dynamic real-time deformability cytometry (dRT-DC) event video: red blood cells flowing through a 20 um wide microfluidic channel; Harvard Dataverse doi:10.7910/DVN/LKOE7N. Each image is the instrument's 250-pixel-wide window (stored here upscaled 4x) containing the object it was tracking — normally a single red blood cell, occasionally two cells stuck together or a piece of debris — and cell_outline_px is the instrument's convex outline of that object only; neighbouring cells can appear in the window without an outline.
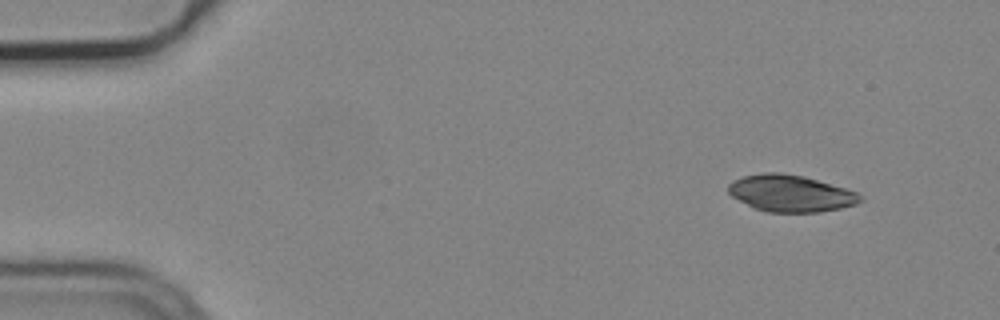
{"species": "common noctule bat (a hibernating species)", "species_latin": "Nyctalus noctula", "temperature_condition": "cold", "stored_images_in_passage": 3, "camera_frame_rate_fps": 3000, "um_per_image_px": 0.085, "animal": {"sex": "male", "body_mass_g": 19.2, "forearm_length_mm": 51.8}, "frame": {"image": 1, "passage_image": 1, "time_ms": 0.0, "image_size_px": [1000, 320], "cell_outline_px": [[864, 200], [856, 204], [840, 208], [820, 212], [768, 212], [752, 208], [732, 196], [728, 192], [728, 184], [732, 180], [744, 176], [764, 172], [780, 172], [804, 176], [844, 188], [856, 192], [864, 196]], "centroid_in_image_um": [67.19, 16.44], "position_along_channel_um": 17.8, "area_um2": 28.38}}